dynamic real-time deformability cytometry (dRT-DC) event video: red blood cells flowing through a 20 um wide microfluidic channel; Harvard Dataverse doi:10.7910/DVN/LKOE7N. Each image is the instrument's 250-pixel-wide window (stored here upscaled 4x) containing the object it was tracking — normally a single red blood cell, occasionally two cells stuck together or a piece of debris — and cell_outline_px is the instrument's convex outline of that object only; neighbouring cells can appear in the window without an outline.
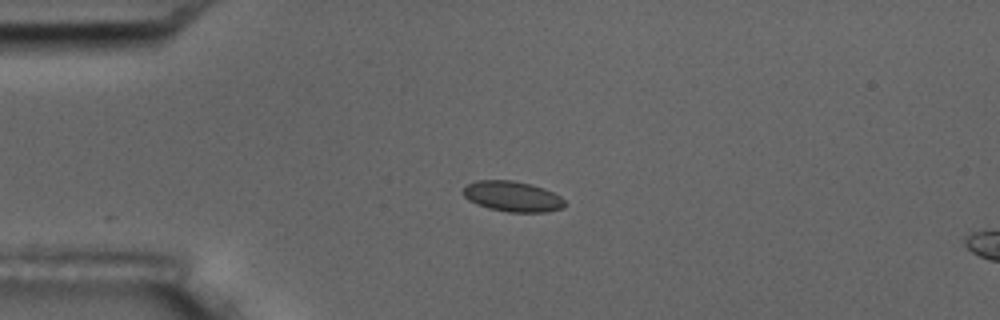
{"species": "common noctule bat (a hibernating species)", "species_latin": "Nyctalus noctula", "temperature_condition": "room temperature", "stored_images_in_passage": 2, "camera_frame_rate_fps": 3000, "um_per_image_px": 0.085, "animal": {"sex": "male", "body_mass_g": 17.5, "forearm_length_mm": 52.3}, "frame": {"image": 1, "passage_image": 2, "time_ms": 1.333, "image_size_px": [1000, 320], "cell_outline_px": [[568, 204], [564, 208], [544, 212], [508, 212], [488, 208], [476, 204], [468, 200], [460, 192], [468, 184], [476, 180], [512, 180], [532, 184], [544, 188], [560, 196]], "centroid_in_image_um": [43.56, 16.69], "position_along_channel_um": 41.4, "area_um2": 18.26}}